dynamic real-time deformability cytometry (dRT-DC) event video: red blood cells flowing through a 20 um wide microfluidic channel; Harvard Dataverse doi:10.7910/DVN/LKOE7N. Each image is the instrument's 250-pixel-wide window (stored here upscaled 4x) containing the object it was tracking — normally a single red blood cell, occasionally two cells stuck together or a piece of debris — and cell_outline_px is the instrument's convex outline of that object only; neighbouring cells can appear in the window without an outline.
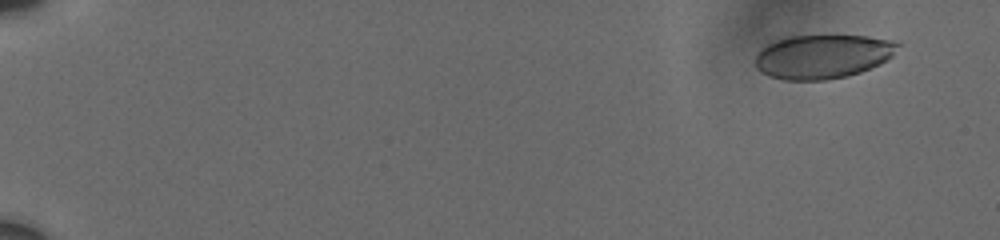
{"species": "human", "species_latin": "Homo sapiens", "temperature_condition": "cold", "stored_images_in_passage": 8, "camera_frame_rate_fps": 3000, "um_per_image_px": 0.085, "donor": {"sex": "male"}, "frame": {"image": 1, "passage_image": 2, "time_ms": 1.0, "image_size_px": [1000, 240], "cell_outline_px": [[900, 44], [892, 56], [888, 60], [880, 64], [860, 72], [848, 76], [828, 80], [784, 80], [768, 76], [760, 72], [756, 68], [756, 56], [768, 44], [776, 40], [788, 36], [868, 36], [892, 40]], "centroid_in_image_um": [69.94, 4.81], "position_along_channel_um": 15.1, "area_um2": 36.53}}
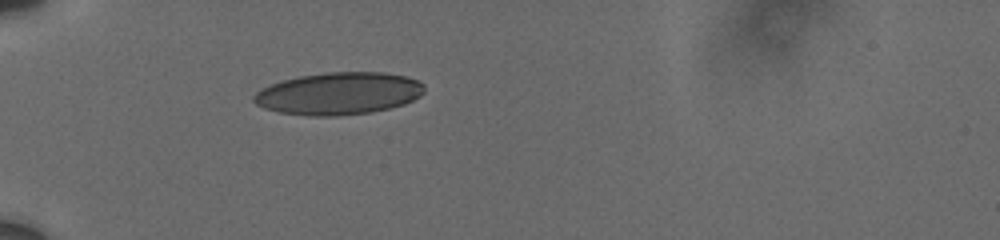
{"frame": {"image": 2, "passage_image": 6, "time_ms": 6.333, "image_size_px": [1000, 240], "cell_outline_px": [[424, 92], [420, 96], [404, 104], [372, 112], [340, 116], [308, 116], [280, 112], [264, 108], [256, 104], [252, 100], [252, 96], [256, 92], [272, 84], [284, 80], [300, 76], [324, 72], [384, 72], [404, 76], [416, 80], [424, 84]], "centroid_in_image_um": [28.79, 7.95], "position_along_channel_um": 56.2, "area_um2": 42.02}}
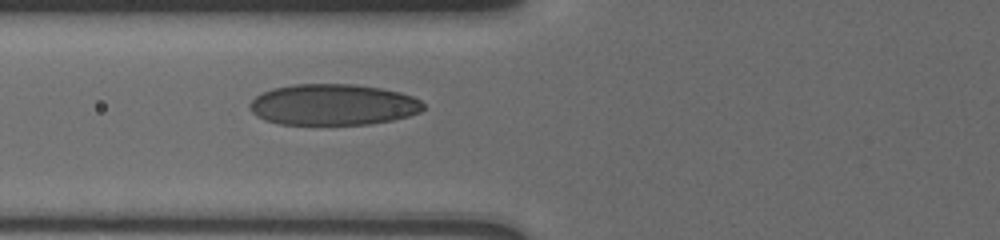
{"frame": {"image": 3, "passage_image": 8, "time_ms": 8.0, "image_size_px": [1000, 240], "cell_outline_px": [[424, 108], [420, 112], [408, 116], [392, 120], [368, 124], [280, 124], [264, 120], [256, 116], [248, 108], [248, 104], [256, 96], [272, 88], [292, 84], [352, 84], [380, 88], [400, 92], [412, 96], [420, 100], [424, 104]], "centroid_in_image_um": [28.29, 8.89], "position_along_channel_um": 97.5, "area_um2": 41.67}}